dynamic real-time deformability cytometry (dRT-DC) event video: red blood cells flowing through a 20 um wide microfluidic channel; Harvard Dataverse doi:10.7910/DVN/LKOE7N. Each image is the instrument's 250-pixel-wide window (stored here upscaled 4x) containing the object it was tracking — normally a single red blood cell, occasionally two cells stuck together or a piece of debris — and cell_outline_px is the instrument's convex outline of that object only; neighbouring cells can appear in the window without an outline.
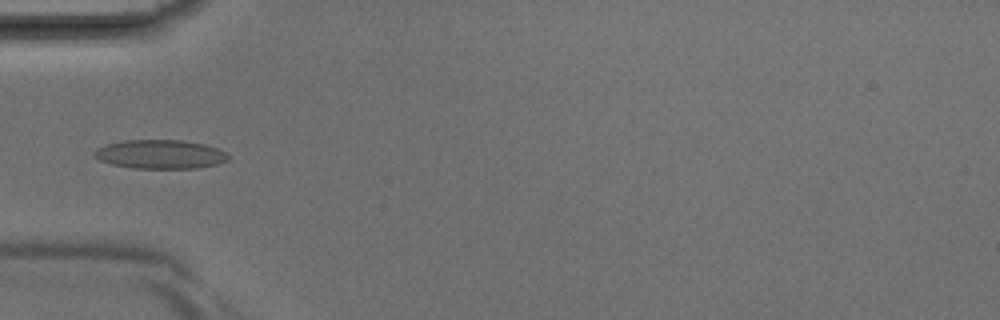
{"species": "Egyptian fruit bat (a non-hibernating species)", "species_latin": "Rousettus aegyptiacus", "temperature_condition": "room temperature", "stored_images_in_passage": 3, "camera_frame_rate_fps": 3000, "um_per_image_px": 0.085, "animal": {"sex": "male"}, "frame": {"image": 1, "passage_image": 3, "time_ms": 0.667, "image_size_px": [1000, 320], "cell_outline_px": [[228, 160], [220, 164], [196, 168], [132, 168], [112, 164], [100, 160], [92, 156], [92, 152], [96, 148], [104, 144], [124, 140], [184, 140], [204, 144], [220, 148], [228, 156]], "centroid_in_image_um": [13.6, 13.1], "position_along_channel_um": 71.4, "area_um2": 22.83}}